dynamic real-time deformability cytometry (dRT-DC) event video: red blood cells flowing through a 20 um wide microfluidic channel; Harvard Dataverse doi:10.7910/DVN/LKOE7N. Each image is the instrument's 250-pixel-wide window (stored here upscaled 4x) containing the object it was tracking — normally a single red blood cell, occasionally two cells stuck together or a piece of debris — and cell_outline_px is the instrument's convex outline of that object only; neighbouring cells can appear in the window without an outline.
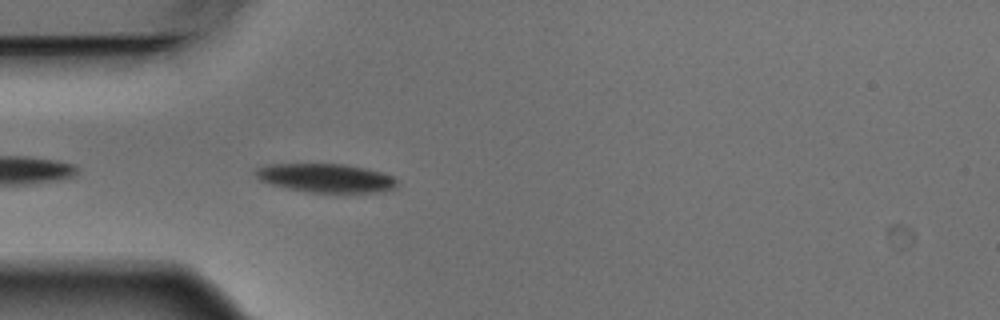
{"species": "Egyptian fruit bat (a non-hibernating species)", "species_latin": "Rousettus aegyptiacus", "temperature_condition": "warm", "stored_images_in_passage": 5, "camera_frame_rate_fps": 3000, "um_per_image_px": 0.085, "animal": {"sex": "male"}, "frame": {"image": 1, "passage_image": 5, "time_ms": 1.333, "image_size_px": [1000, 320], "cell_outline_px": [[400, 180], [396, 188], [384, 192], [304, 192], [272, 184], [260, 180], [252, 172], [256, 168], [268, 164], [344, 164], [384, 172]], "centroid_in_image_um": [27.74, 15.13], "position_along_channel_um": 57.3, "area_um2": 23.93}}